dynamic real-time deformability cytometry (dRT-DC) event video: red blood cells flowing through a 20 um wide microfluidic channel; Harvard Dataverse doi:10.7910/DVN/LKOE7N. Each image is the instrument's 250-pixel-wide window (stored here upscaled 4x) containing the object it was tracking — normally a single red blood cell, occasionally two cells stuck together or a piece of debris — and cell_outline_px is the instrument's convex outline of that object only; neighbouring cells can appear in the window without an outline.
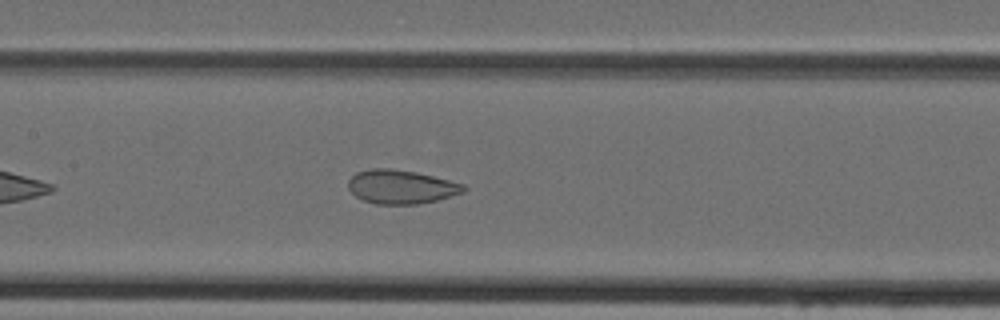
{"species": "Egyptian fruit bat (a non-hibernating species)", "species_latin": "Rousettus aegyptiacus", "temperature_condition": "cold", "stored_images_in_passage": 35, "camera_frame_rate_fps": 3000, "um_per_image_px": 0.085, "animal": {"sex": "female"}, "frame": {"image": 1, "passage_image": 11, "time_ms": 3.333, "image_size_px": [1000, 320], "cell_outline_px": [[468, 188], [464, 192], [452, 196], [436, 200], [416, 204], [376, 204], [364, 200], [356, 196], [348, 188], [348, 180], [356, 172], [372, 168], [388, 168], [416, 172], [464, 184]], "centroid_in_image_um": [34.09, 15.88], "position_along_channel_um": 173.3, "area_um2": 22.66}}
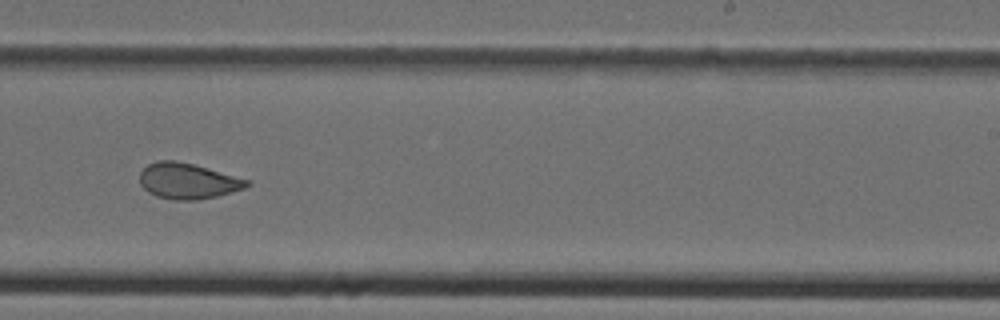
{"frame": {"image": 2, "passage_image": 18, "time_ms": 5.667, "image_size_px": [1000, 320], "cell_outline_px": [[252, 184], [244, 188], [216, 196], [196, 200], [176, 200], [156, 196], [148, 192], [140, 184], [140, 172], [148, 164], [156, 160], [176, 160], [192, 164], [248, 180]], "centroid_in_image_um": [15.92, 15.38], "position_along_channel_um": 273.1, "area_um2": 22.02}}
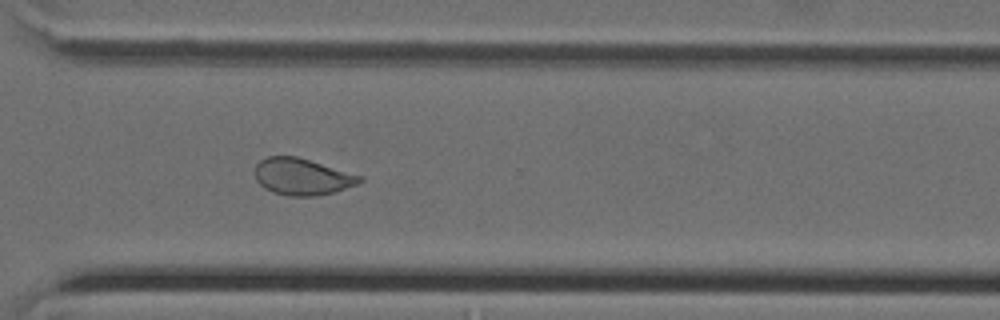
{"frame": {"image": 3, "passage_image": 23, "time_ms": 7.333, "image_size_px": [1000, 320], "cell_outline_px": [[364, 180], [360, 184], [332, 192], [316, 196], [288, 196], [272, 192], [264, 188], [256, 180], [256, 164], [260, 160], [268, 156], [296, 156], [364, 176]], "centroid_in_image_um": [25.71, 15.02], "position_along_channel_um": 344.9, "area_um2": 22.48}}